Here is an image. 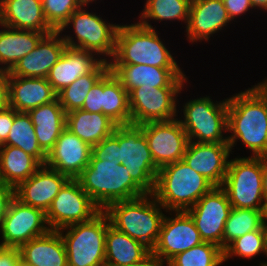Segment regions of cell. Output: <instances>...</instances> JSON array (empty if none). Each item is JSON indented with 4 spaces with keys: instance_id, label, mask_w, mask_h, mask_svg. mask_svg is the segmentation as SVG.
I'll use <instances>...</instances> for the list:
<instances>
[{
    "instance_id": "6da1fadb",
    "label": "cell",
    "mask_w": 267,
    "mask_h": 266,
    "mask_svg": "<svg viewBox=\"0 0 267 266\" xmlns=\"http://www.w3.org/2000/svg\"><path fill=\"white\" fill-rule=\"evenodd\" d=\"M228 144L240 142L250 157L267 156V88L257 82L228 96Z\"/></svg>"
},
{
    "instance_id": "7a4b0ae2",
    "label": "cell",
    "mask_w": 267,
    "mask_h": 266,
    "mask_svg": "<svg viewBox=\"0 0 267 266\" xmlns=\"http://www.w3.org/2000/svg\"><path fill=\"white\" fill-rule=\"evenodd\" d=\"M158 29L145 27L135 21L120 23L115 43V52L109 65H150L160 68H181L175 53L160 38ZM165 42V43H164Z\"/></svg>"
},
{
    "instance_id": "3957f363",
    "label": "cell",
    "mask_w": 267,
    "mask_h": 266,
    "mask_svg": "<svg viewBox=\"0 0 267 266\" xmlns=\"http://www.w3.org/2000/svg\"><path fill=\"white\" fill-rule=\"evenodd\" d=\"M77 180L101 211L112 203L146 195L118 160H97L91 155L88 166Z\"/></svg>"
},
{
    "instance_id": "277c9868",
    "label": "cell",
    "mask_w": 267,
    "mask_h": 266,
    "mask_svg": "<svg viewBox=\"0 0 267 266\" xmlns=\"http://www.w3.org/2000/svg\"><path fill=\"white\" fill-rule=\"evenodd\" d=\"M104 212L113 227L152 251L167 210L160 205L153 194H146L132 200L112 203Z\"/></svg>"
},
{
    "instance_id": "5b68a950",
    "label": "cell",
    "mask_w": 267,
    "mask_h": 266,
    "mask_svg": "<svg viewBox=\"0 0 267 266\" xmlns=\"http://www.w3.org/2000/svg\"><path fill=\"white\" fill-rule=\"evenodd\" d=\"M89 7L81 5L59 32L67 47L94 52L100 59L109 62L114 56L116 34L120 24L110 22L100 13L88 10Z\"/></svg>"
},
{
    "instance_id": "8992f818",
    "label": "cell",
    "mask_w": 267,
    "mask_h": 266,
    "mask_svg": "<svg viewBox=\"0 0 267 266\" xmlns=\"http://www.w3.org/2000/svg\"><path fill=\"white\" fill-rule=\"evenodd\" d=\"M211 98L214 97L202 94L197 98L185 99L182 104V100L178 99L177 119L189 141L228 143V97L219 101Z\"/></svg>"
},
{
    "instance_id": "52a82bcc",
    "label": "cell",
    "mask_w": 267,
    "mask_h": 266,
    "mask_svg": "<svg viewBox=\"0 0 267 266\" xmlns=\"http://www.w3.org/2000/svg\"><path fill=\"white\" fill-rule=\"evenodd\" d=\"M214 186L183 160L161 167L154 197L167 211H186Z\"/></svg>"
},
{
    "instance_id": "ba28073f",
    "label": "cell",
    "mask_w": 267,
    "mask_h": 266,
    "mask_svg": "<svg viewBox=\"0 0 267 266\" xmlns=\"http://www.w3.org/2000/svg\"><path fill=\"white\" fill-rule=\"evenodd\" d=\"M109 217L100 211L91 220L59 229L68 266H105V241Z\"/></svg>"
},
{
    "instance_id": "9c48e42d",
    "label": "cell",
    "mask_w": 267,
    "mask_h": 266,
    "mask_svg": "<svg viewBox=\"0 0 267 266\" xmlns=\"http://www.w3.org/2000/svg\"><path fill=\"white\" fill-rule=\"evenodd\" d=\"M221 187L233 208L264 210L262 157L233 155Z\"/></svg>"
},
{
    "instance_id": "30bf717a",
    "label": "cell",
    "mask_w": 267,
    "mask_h": 266,
    "mask_svg": "<svg viewBox=\"0 0 267 266\" xmlns=\"http://www.w3.org/2000/svg\"><path fill=\"white\" fill-rule=\"evenodd\" d=\"M115 129L119 132L118 161L146 194H153L159 168L153 161L142 128L128 124L117 125Z\"/></svg>"
},
{
    "instance_id": "8fae6325",
    "label": "cell",
    "mask_w": 267,
    "mask_h": 266,
    "mask_svg": "<svg viewBox=\"0 0 267 266\" xmlns=\"http://www.w3.org/2000/svg\"><path fill=\"white\" fill-rule=\"evenodd\" d=\"M183 88L140 86L128 93L131 124L170 121L177 118Z\"/></svg>"
},
{
    "instance_id": "7c38bea8",
    "label": "cell",
    "mask_w": 267,
    "mask_h": 266,
    "mask_svg": "<svg viewBox=\"0 0 267 266\" xmlns=\"http://www.w3.org/2000/svg\"><path fill=\"white\" fill-rule=\"evenodd\" d=\"M101 210L82 189L77 179H70L53 199L46 212L50 230L87 222Z\"/></svg>"
},
{
    "instance_id": "4fadbf2b",
    "label": "cell",
    "mask_w": 267,
    "mask_h": 266,
    "mask_svg": "<svg viewBox=\"0 0 267 266\" xmlns=\"http://www.w3.org/2000/svg\"><path fill=\"white\" fill-rule=\"evenodd\" d=\"M232 206L222 187H213L186 212L191 216L204 242H211L223 250L225 222Z\"/></svg>"
},
{
    "instance_id": "5bb4252c",
    "label": "cell",
    "mask_w": 267,
    "mask_h": 266,
    "mask_svg": "<svg viewBox=\"0 0 267 266\" xmlns=\"http://www.w3.org/2000/svg\"><path fill=\"white\" fill-rule=\"evenodd\" d=\"M50 231L46 213L14 198L0 226V239L8 248H20L26 242Z\"/></svg>"
},
{
    "instance_id": "9a60e30c",
    "label": "cell",
    "mask_w": 267,
    "mask_h": 266,
    "mask_svg": "<svg viewBox=\"0 0 267 266\" xmlns=\"http://www.w3.org/2000/svg\"><path fill=\"white\" fill-rule=\"evenodd\" d=\"M168 215V216H167ZM204 242L194 221L186 211H167L152 253L168 262L178 253Z\"/></svg>"
},
{
    "instance_id": "2e32d148",
    "label": "cell",
    "mask_w": 267,
    "mask_h": 266,
    "mask_svg": "<svg viewBox=\"0 0 267 266\" xmlns=\"http://www.w3.org/2000/svg\"><path fill=\"white\" fill-rule=\"evenodd\" d=\"M148 142L155 165L161 167L182 160L188 136L177 118L139 125Z\"/></svg>"
},
{
    "instance_id": "e0dca14e",
    "label": "cell",
    "mask_w": 267,
    "mask_h": 266,
    "mask_svg": "<svg viewBox=\"0 0 267 266\" xmlns=\"http://www.w3.org/2000/svg\"><path fill=\"white\" fill-rule=\"evenodd\" d=\"M109 70L128 93L143 85L153 88L187 89L190 84L189 76L185 74L182 68H160L150 65L130 64L109 65Z\"/></svg>"
},
{
    "instance_id": "ac0fdd59",
    "label": "cell",
    "mask_w": 267,
    "mask_h": 266,
    "mask_svg": "<svg viewBox=\"0 0 267 266\" xmlns=\"http://www.w3.org/2000/svg\"><path fill=\"white\" fill-rule=\"evenodd\" d=\"M229 23L232 26L234 22L228 16L223 0H191L184 37L193 45L209 42L225 28H230Z\"/></svg>"
},
{
    "instance_id": "d6986e66",
    "label": "cell",
    "mask_w": 267,
    "mask_h": 266,
    "mask_svg": "<svg viewBox=\"0 0 267 266\" xmlns=\"http://www.w3.org/2000/svg\"><path fill=\"white\" fill-rule=\"evenodd\" d=\"M231 154L228 143L189 141L182 160L194 171L203 175L214 187H221Z\"/></svg>"
},
{
    "instance_id": "ffe728a7",
    "label": "cell",
    "mask_w": 267,
    "mask_h": 266,
    "mask_svg": "<svg viewBox=\"0 0 267 266\" xmlns=\"http://www.w3.org/2000/svg\"><path fill=\"white\" fill-rule=\"evenodd\" d=\"M92 147L65 128L48 152L45 165L77 179L88 166Z\"/></svg>"
},
{
    "instance_id": "44dd1931",
    "label": "cell",
    "mask_w": 267,
    "mask_h": 266,
    "mask_svg": "<svg viewBox=\"0 0 267 266\" xmlns=\"http://www.w3.org/2000/svg\"><path fill=\"white\" fill-rule=\"evenodd\" d=\"M69 180L68 176L44 164L14 188L15 198L46 213L55 196Z\"/></svg>"
},
{
    "instance_id": "7402d4cb",
    "label": "cell",
    "mask_w": 267,
    "mask_h": 266,
    "mask_svg": "<svg viewBox=\"0 0 267 266\" xmlns=\"http://www.w3.org/2000/svg\"><path fill=\"white\" fill-rule=\"evenodd\" d=\"M66 47L59 31L44 35L36 48L22 57L9 71L10 76L47 78L50 69L57 63Z\"/></svg>"
},
{
    "instance_id": "603a6c76",
    "label": "cell",
    "mask_w": 267,
    "mask_h": 266,
    "mask_svg": "<svg viewBox=\"0 0 267 266\" xmlns=\"http://www.w3.org/2000/svg\"><path fill=\"white\" fill-rule=\"evenodd\" d=\"M103 60L94 52L66 47L47 76L56 93L69 86L79 77L93 71Z\"/></svg>"
},
{
    "instance_id": "cb8c5ba5",
    "label": "cell",
    "mask_w": 267,
    "mask_h": 266,
    "mask_svg": "<svg viewBox=\"0 0 267 266\" xmlns=\"http://www.w3.org/2000/svg\"><path fill=\"white\" fill-rule=\"evenodd\" d=\"M0 24L45 35L54 31L44 17L41 0H0Z\"/></svg>"
},
{
    "instance_id": "d4e9b609",
    "label": "cell",
    "mask_w": 267,
    "mask_h": 266,
    "mask_svg": "<svg viewBox=\"0 0 267 266\" xmlns=\"http://www.w3.org/2000/svg\"><path fill=\"white\" fill-rule=\"evenodd\" d=\"M57 99V93L47 78H28L10 76L9 107L17 112H28L36 107L51 103Z\"/></svg>"
},
{
    "instance_id": "484cf974",
    "label": "cell",
    "mask_w": 267,
    "mask_h": 266,
    "mask_svg": "<svg viewBox=\"0 0 267 266\" xmlns=\"http://www.w3.org/2000/svg\"><path fill=\"white\" fill-rule=\"evenodd\" d=\"M19 251L21 259L32 266H68L65 243L57 230L26 242Z\"/></svg>"
},
{
    "instance_id": "4316f807",
    "label": "cell",
    "mask_w": 267,
    "mask_h": 266,
    "mask_svg": "<svg viewBox=\"0 0 267 266\" xmlns=\"http://www.w3.org/2000/svg\"><path fill=\"white\" fill-rule=\"evenodd\" d=\"M34 125L35 135L41 149L48 152L66 128V113L64 108L55 101L41 105L27 112Z\"/></svg>"
},
{
    "instance_id": "83f0119b",
    "label": "cell",
    "mask_w": 267,
    "mask_h": 266,
    "mask_svg": "<svg viewBox=\"0 0 267 266\" xmlns=\"http://www.w3.org/2000/svg\"><path fill=\"white\" fill-rule=\"evenodd\" d=\"M150 253L148 247L117 230L109 222L105 241V266H131Z\"/></svg>"
},
{
    "instance_id": "f1b7e54d",
    "label": "cell",
    "mask_w": 267,
    "mask_h": 266,
    "mask_svg": "<svg viewBox=\"0 0 267 266\" xmlns=\"http://www.w3.org/2000/svg\"><path fill=\"white\" fill-rule=\"evenodd\" d=\"M117 124L103 113L76 109L66 113V128L91 147L113 134Z\"/></svg>"
},
{
    "instance_id": "f546056e",
    "label": "cell",
    "mask_w": 267,
    "mask_h": 266,
    "mask_svg": "<svg viewBox=\"0 0 267 266\" xmlns=\"http://www.w3.org/2000/svg\"><path fill=\"white\" fill-rule=\"evenodd\" d=\"M44 35L0 24V68L10 71L22 57L36 48Z\"/></svg>"
},
{
    "instance_id": "4dcf8cb0",
    "label": "cell",
    "mask_w": 267,
    "mask_h": 266,
    "mask_svg": "<svg viewBox=\"0 0 267 266\" xmlns=\"http://www.w3.org/2000/svg\"><path fill=\"white\" fill-rule=\"evenodd\" d=\"M144 2L145 4L137 20L141 25L157 29V26L151 23L158 22L159 24L163 22L166 24L168 21L172 23H180L181 21V25L184 24L182 27L186 28L191 0H145Z\"/></svg>"
},
{
    "instance_id": "1f68e13d",
    "label": "cell",
    "mask_w": 267,
    "mask_h": 266,
    "mask_svg": "<svg viewBox=\"0 0 267 266\" xmlns=\"http://www.w3.org/2000/svg\"><path fill=\"white\" fill-rule=\"evenodd\" d=\"M41 164L22 149L14 146L0 147V172L5 184L16 187L30 178Z\"/></svg>"
},
{
    "instance_id": "d6a6232c",
    "label": "cell",
    "mask_w": 267,
    "mask_h": 266,
    "mask_svg": "<svg viewBox=\"0 0 267 266\" xmlns=\"http://www.w3.org/2000/svg\"><path fill=\"white\" fill-rule=\"evenodd\" d=\"M2 146L18 147L33 156L41 165L46 162L47 154L39 146L34 125L26 112H17L14 109V122Z\"/></svg>"
},
{
    "instance_id": "836d02e7",
    "label": "cell",
    "mask_w": 267,
    "mask_h": 266,
    "mask_svg": "<svg viewBox=\"0 0 267 266\" xmlns=\"http://www.w3.org/2000/svg\"><path fill=\"white\" fill-rule=\"evenodd\" d=\"M103 114L117 125L131 124L128 92L110 70L104 74Z\"/></svg>"
},
{
    "instance_id": "e575fe53",
    "label": "cell",
    "mask_w": 267,
    "mask_h": 266,
    "mask_svg": "<svg viewBox=\"0 0 267 266\" xmlns=\"http://www.w3.org/2000/svg\"><path fill=\"white\" fill-rule=\"evenodd\" d=\"M108 70L109 62L102 61L93 71L58 92L57 99L65 113L81 109L90 89Z\"/></svg>"
},
{
    "instance_id": "d590c367",
    "label": "cell",
    "mask_w": 267,
    "mask_h": 266,
    "mask_svg": "<svg viewBox=\"0 0 267 266\" xmlns=\"http://www.w3.org/2000/svg\"><path fill=\"white\" fill-rule=\"evenodd\" d=\"M263 222V210L232 207L225 222L223 250L244 234L262 229Z\"/></svg>"
},
{
    "instance_id": "8d00e7d4",
    "label": "cell",
    "mask_w": 267,
    "mask_h": 266,
    "mask_svg": "<svg viewBox=\"0 0 267 266\" xmlns=\"http://www.w3.org/2000/svg\"><path fill=\"white\" fill-rule=\"evenodd\" d=\"M223 250L211 242H202L168 261V266H222Z\"/></svg>"
},
{
    "instance_id": "74e56055",
    "label": "cell",
    "mask_w": 267,
    "mask_h": 266,
    "mask_svg": "<svg viewBox=\"0 0 267 266\" xmlns=\"http://www.w3.org/2000/svg\"><path fill=\"white\" fill-rule=\"evenodd\" d=\"M265 256V243L262 229L254 230L235 239L223 250V262L228 260L245 259L252 261L258 256Z\"/></svg>"
},
{
    "instance_id": "f35d334b",
    "label": "cell",
    "mask_w": 267,
    "mask_h": 266,
    "mask_svg": "<svg viewBox=\"0 0 267 266\" xmlns=\"http://www.w3.org/2000/svg\"><path fill=\"white\" fill-rule=\"evenodd\" d=\"M44 17L54 31L67 22L81 4L78 0H41Z\"/></svg>"
},
{
    "instance_id": "ab89813d",
    "label": "cell",
    "mask_w": 267,
    "mask_h": 266,
    "mask_svg": "<svg viewBox=\"0 0 267 266\" xmlns=\"http://www.w3.org/2000/svg\"><path fill=\"white\" fill-rule=\"evenodd\" d=\"M119 132L115 129L113 134L104 138L92 147V155L97 160H118Z\"/></svg>"
},
{
    "instance_id": "60d3db41",
    "label": "cell",
    "mask_w": 267,
    "mask_h": 266,
    "mask_svg": "<svg viewBox=\"0 0 267 266\" xmlns=\"http://www.w3.org/2000/svg\"><path fill=\"white\" fill-rule=\"evenodd\" d=\"M104 75L90 89L82 110L91 113H103Z\"/></svg>"
},
{
    "instance_id": "b9f144b4",
    "label": "cell",
    "mask_w": 267,
    "mask_h": 266,
    "mask_svg": "<svg viewBox=\"0 0 267 266\" xmlns=\"http://www.w3.org/2000/svg\"><path fill=\"white\" fill-rule=\"evenodd\" d=\"M223 3L232 22H237V19L242 18L241 16L244 14L247 15L252 11L257 12L250 0H223Z\"/></svg>"
},
{
    "instance_id": "7bdbcfd3",
    "label": "cell",
    "mask_w": 267,
    "mask_h": 266,
    "mask_svg": "<svg viewBox=\"0 0 267 266\" xmlns=\"http://www.w3.org/2000/svg\"><path fill=\"white\" fill-rule=\"evenodd\" d=\"M14 122V109L6 107L0 109V142L3 144L8 137Z\"/></svg>"
},
{
    "instance_id": "ee69618b",
    "label": "cell",
    "mask_w": 267,
    "mask_h": 266,
    "mask_svg": "<svg viewBox=\"0 0 267 266\" xmlns=\"http://www.w3.org/2000/svg\"><path fill=\"white\" fill-rule=\"evenodd\" d=\"M14 198V187L7 184H0V226Z\"/></svg>"
},
{
    "instance_id": "f6af8a7d",
    "label": "cell",
    "mask_w": 267,
    "mask_h": 266,
    "mask_svg": "<svg viewBox=\"0 0 267 266\" xmlns=\"http://www.w3.org/2000/svg\"><path fill=\"white\" fill-rule=\"evenodd\" d=\"M9 78V71L0 69V109L9 106Z\"/></svg>"
},
{
    "instance_id": "bcb514c9",
    "label": "cell",
    "mask_w": 267,
    "mask_h": 266,
    "mask_svg": "<svg viewBox=\"0 0 267 266\" xmlns=\"http://www.w3.org/2000/svg\"><path fill=\"white\" fill-rule=\"evenodd\" d=\"M20 258L19 248H7L0 256V266H18Z\"/></svg>"
},
{
    "instance_id": "7dc6e473",
    "label": "cell",
    "mask_w": 267,
    "mask_h": 266,
    "mask_svg": "<svg viewBox=\"0 0 267 266\" xmlns=\"http://www.w3.org/2000/svg\"><path fill=\"white\" fill-rule=\"evenodd\" d=\"M131 266H168V262L162 261L151 252L142 261L134 263Z\"/></svg>"
},
{
    "instance_id": "c3c4849f",
    "label": "cell",
    "mask_w": 267,
    "mask_h": 266,
    "mask_svg": "<svg viewBox=\"0 0 267 266\" xmlns=\"http://www.w3.org/2000/svg\"><path fill=\"white\" fill-rule=\"evenodd\" d=\"M262 180H263V193L265 200L267 199V156L262 157Z\"/></svg>"
},
{
    "instance_id": "681fc988",
    "label": "cell",
    "mask_w": 267,
    "mask_h": 266,
    "mask_svg": "<svg viewBox=\"0 0 267 266\" xmlns=\"http://www.w3.org/2000/svg\"><path fill=\"white\" fill-rule=\"evenodd\" d=\"M251 5L253 6V8L256 10L257 9V13H261L262 11L264 13L267 12V0H250Z\"/></svg>"
},
{
    "instance_id": "f907efd6",
    "label": "cell",
    "mask_w": 267,
    "mask_h": 266,
    "mask_svg": "<svg viewBox=\"0 0 267 266\" xmlns=\"http://www.w3.org/2000/svg\"><path fill=\"white\" fill-rule=\"evenodd\" d=\"M262 231H263V235H264L265 253H266V257H267V222H263Z\"/></svg>"
},
{
    "instance_id": "816d5d0a",
    "label": "cell",
    "mask_w": 267,
    "mask_h": 266,
    "mask_svg": "<svg viewBox=\"0 0 267 266\" xmlns=\"http://www.w3.org/2000/svg\"><path fill=\"white\" fill-rule=\"evenodd\" d=\"M79 1V3L81 4V5H90V6H92V4H95V6L97 5L96 3H97V1H98V3L100 2L99 0H78ZM102 1V0H101ZM93 2H95V3H93Z\"/></svg>"
},
{
    "instance_id": "f5cc1de1",
    "label": "cell",
    "mask_w": 267,
    "mask_h": 266,
    "mask_svg": "<svg viewBox=\"0 0 267 266\" xmlns=\"http://www.w3.org/2000/svg\"><path fill=\"white\" fill-rule=\"evenodd\" d=\"M8 247L4 244L2 240H0V256Z\"/></svg>"
},
{
    "instance_id": "db71d44e",
    "label": "cell",
    "mask_w": 267,
    "mask_h": 266,
    "mask_svg": "<svg viewBox=\"0 0 267 266\" xmlns=\"http://www.w3.org/2000/svg\"><path fill=\"white\" fill-rule=\"evenodd\" d=\"M263 215H264V222H267V199L265 200Z\"/></svg>"
},
{
    "instance_id": "11a10c76",
    "label": "cell",
    "mask_w": 267,
    "mask_h": 266,
    "mask_svg": "<svg viewBox=\"0 0 267 266\" xmlns=\"http://www.w3.org/2000/svg\"><path fill=\"white\" fill-rule=\"evenodd\" d=\"M18 266H32V265H30V264L24 262V261L20 258V261H19V263H18Z\"/></svg>"
},
{
    "instance_id": "9f6ffc18",
    "label": "cell",
    "mask_w": 267,
    "mask_h": 266,
    "mask_svg": "<svg viewBox=\"0 0 267 266\" xmlns=\"http://www.w3.org/2000/svg\"><path fill=\"white\" fill-rule=\"evenodd\" d=\"M258 266H267V261H265V260L261 261L260 260Z\"/></svg>"
},
{
    "instance_id": "6f0895ef",
    "label": "cell",
    "mask_w": 267,
    "mask_h": 266,
    "mask_svg": "<svg viewBox=\"0 0 267 266\" xmlns=\"http://www.w3.org/2000/svg\"><path fill=\"white\" fill-rule=\"evenodd\" d=\"M267 88V77L260 81Z\"/></svg>"
},
{
    "instance_id": "680465c9",
    "label": "cell",
    "mask_w": 267,
    "mask_h": 266,
    "mask_svg": "<svg viewBox=\"0 0 267 266\" xmlns=\"http://www.w3.org/2000/svg\"><path fill=\"white\" fill-rule=\"evenodd\" d=\"M0 184H5L2 180V177H1V172H0Z\"/></svg>"
}]
</instances>
